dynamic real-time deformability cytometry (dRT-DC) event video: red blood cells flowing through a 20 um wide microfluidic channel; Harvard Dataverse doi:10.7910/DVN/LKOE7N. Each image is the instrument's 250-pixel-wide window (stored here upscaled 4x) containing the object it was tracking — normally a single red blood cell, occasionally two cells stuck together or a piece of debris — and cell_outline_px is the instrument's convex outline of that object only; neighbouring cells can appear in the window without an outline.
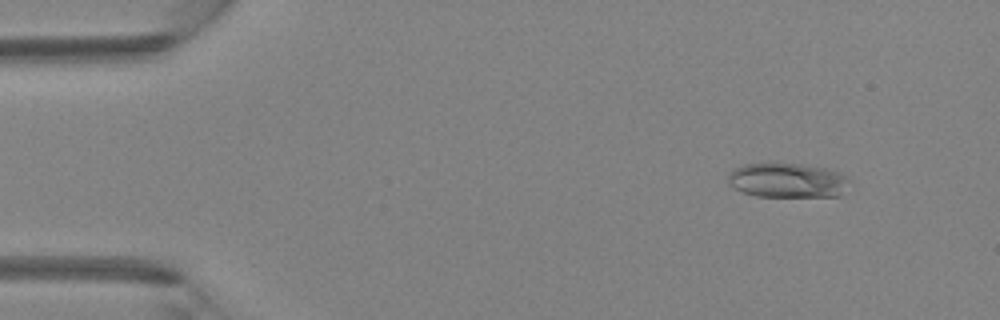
{"species": "Egyptian fruit bat (a non-hibernating species)", "species_latin": "Rousettus aegyptiacus", "temperature_condition": "room temperature", "stored_images_in_passage": 5, "camera_frame_rate_fps": 3000, "um_per_image_px": 0.085, "animal": {"sex": "female"}, "frame": {"image": 1, "passage_image": 2, "time_ms": 0.333, "image_size_px": [1000, 320], "cell_outline_px": [[848, 180], [840, 196], [756, 196], [744, 192], [728, 184], [728, 172], [744, 164], [800, 164], [824, 168], [840, 172]], "centroid_in_image_um": [66.89, 15.33], "position_along_channel_um": 18.1, "area_um2": 23.99}}
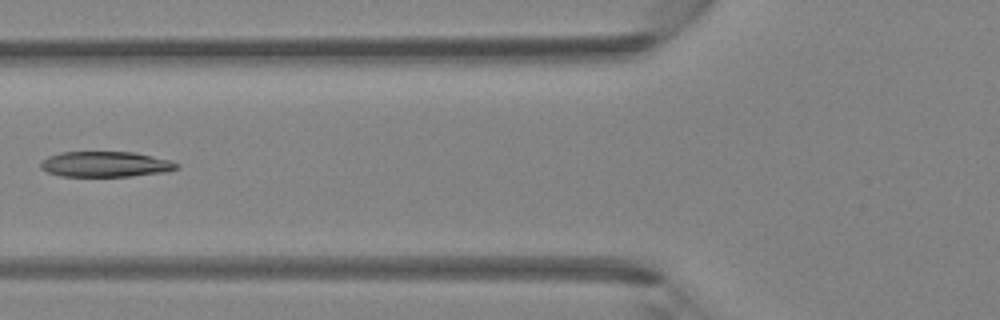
{"frame": {"image": 2, "passage_image": 5, "time_ms": 1.333, "image_size_px": [1000, 320], "cell_outline_px": [[180, 168], [164, 172], [132, 176], [60, 176], [48, 172], [40, 168], [40, 160], [48, 156], [60, 152], [132, 152], [172, 160], [180, 164]], "centroid_in_image_um": [8.97, 13.96], "position_along_channel_um": 116.8, "area_um2": 20.35}}